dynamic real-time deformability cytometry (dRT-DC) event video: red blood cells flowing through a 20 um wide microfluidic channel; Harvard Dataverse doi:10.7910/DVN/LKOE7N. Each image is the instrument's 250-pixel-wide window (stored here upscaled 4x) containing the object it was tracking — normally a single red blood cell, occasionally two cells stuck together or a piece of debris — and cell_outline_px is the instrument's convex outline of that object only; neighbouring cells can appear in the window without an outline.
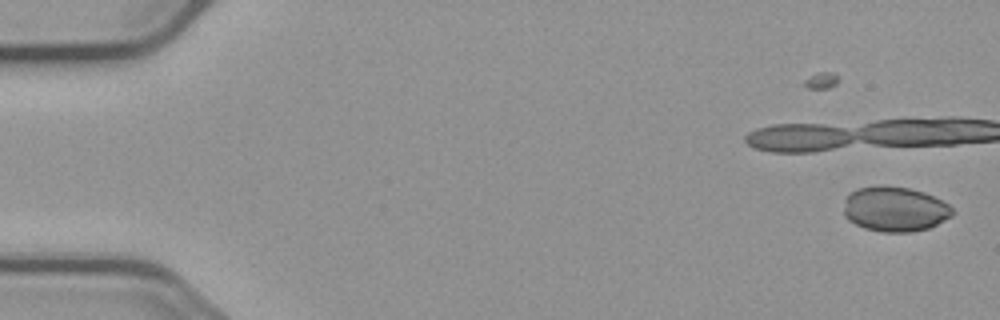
{"species": "common noctule bat (a hibernating species)", "species_latin": "Nyctalus noctula", "temperature_condition": "cold", "stored_images_in_passage": 17, "camera_frame_rate_fps": 3000, "um_per_image_px": 0.085, "animal": {"sex": "male", "body_mass_g": 23.1, "forearm_length_mm": 52.7}, "frame": {"image": 1, "passage_image": 1, "time_ms": 0.0, "image_size_px": [1000, 320], "cell_outline_px": [[956, 212], [952, 216], [928, 228], [912, 232], [884, 232], [864, 228], [848, 220], [844, 216], [844, 200], [848, 192], [856, 188], [876, 184], [880, 184], [908, 188], [924, 192], [948, 204]], "centroid_in_image_um": [76.02, 17.75], "position_along_channel_um": 9.0, "area_um2": 28.84}}